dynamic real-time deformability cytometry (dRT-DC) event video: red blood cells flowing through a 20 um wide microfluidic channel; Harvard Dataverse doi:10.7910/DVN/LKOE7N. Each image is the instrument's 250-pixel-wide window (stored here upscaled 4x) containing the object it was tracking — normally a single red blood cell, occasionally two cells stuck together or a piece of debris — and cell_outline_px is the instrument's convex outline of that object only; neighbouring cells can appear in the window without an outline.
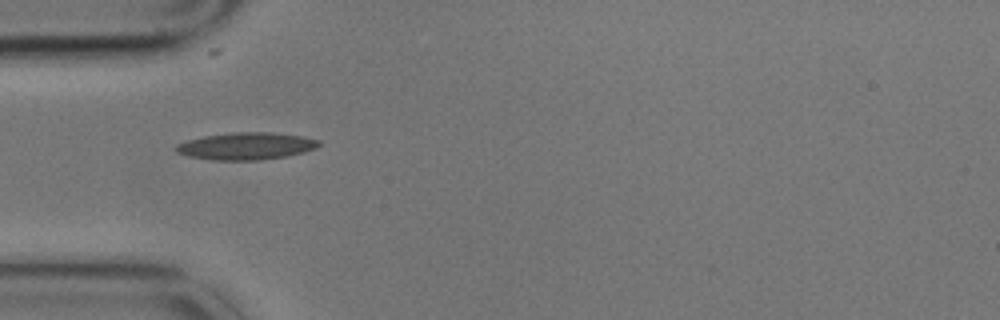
{"species": "common noctule bat (a hibernating species)", "species_latin": "Nyctalus noctula", "temperature_condition": "cold", "stored_images_in_passage": 2, "camera_frame_rate_fps": 3000, "um_per_image_px": 0.085, "animal": {"sex": "male", "body_mass_g": 17.9}, "frame": {"image": 1, "passage_image": 1, "time_ms": 0.0, "image_size_px": [1000, 320], "cell_outline_px": [[320, 144], [316, 148], [304, 152], [284, 156], [260, 160], [216, 160], [192, 156], [176, 152], [176, 144], [188, 140], [204, 136], [232, 132], [272, 132], [300, 136], [320, 140]], "centroid_in_image_um": [20.95, 12.4], "position_along_channel_um": 64.1, "area_um2": 22.37}}